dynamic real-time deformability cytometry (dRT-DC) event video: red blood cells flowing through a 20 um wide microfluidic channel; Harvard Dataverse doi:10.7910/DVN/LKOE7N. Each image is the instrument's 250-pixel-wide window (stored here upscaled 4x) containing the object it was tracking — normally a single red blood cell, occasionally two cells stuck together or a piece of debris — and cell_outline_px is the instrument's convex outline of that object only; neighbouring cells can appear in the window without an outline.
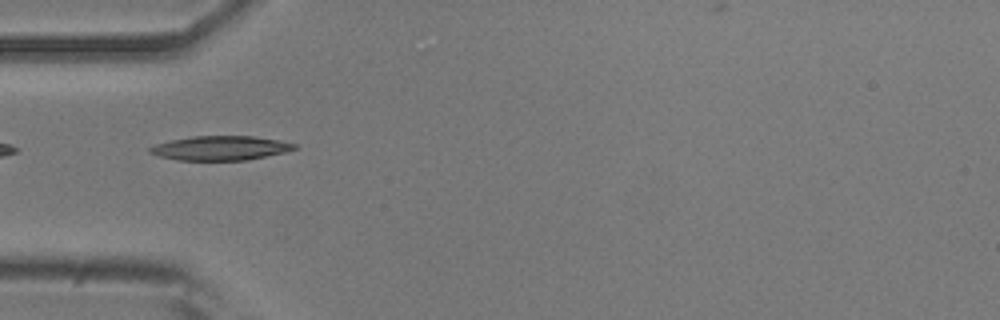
{"species": "common noctule bat (a hibernating species)", "species_latin": "Nyctalus noctula", "temperature_condition": "room temperature", "stored_images_in_passage": 19, "camera_frame_rate_fps": 3000, "um_per_image_px": 0.085, "animal": {"sex": "male", "body_mass_g": 20.5, "forearm_length_mm": 52.5}, "frame": {"image": 1, "passage_image": 1, "time_ms": 0.0, "image_size_px": [1000, 320], "cell_outline_px": [[296, 148], [284, 152], [244, 160], [176, 160], [160, 156], [148, 152], [148, 148], [156, 144], [172, 140], [192, 136], [252, 136], [280, 140], [296, 144]], "centroid_in_image_um": [18.71, 12.58], "position_along_channel_um": 66.3, "area_um2": 20.23}}
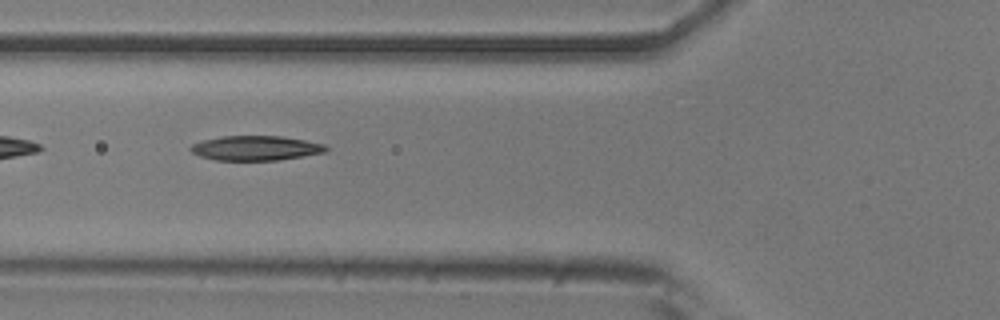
{"frame": {"image": 2, "passage_image": 4, "time_ms": 1.0, "image_size_px": [1000, 320], "cell_outline_px": [[328, 148], [324, 152], [280, 160], [216, 160], [200, 156], [192, 152], [188, 148], [192, 144], [204, 140], [220, 136], [280, 136], [304, 140], [324, 144]], "centroid_in_image_um": [21.7, 12.58], "position_along_channel_um": 104.1, "area_um2": 19.31}}